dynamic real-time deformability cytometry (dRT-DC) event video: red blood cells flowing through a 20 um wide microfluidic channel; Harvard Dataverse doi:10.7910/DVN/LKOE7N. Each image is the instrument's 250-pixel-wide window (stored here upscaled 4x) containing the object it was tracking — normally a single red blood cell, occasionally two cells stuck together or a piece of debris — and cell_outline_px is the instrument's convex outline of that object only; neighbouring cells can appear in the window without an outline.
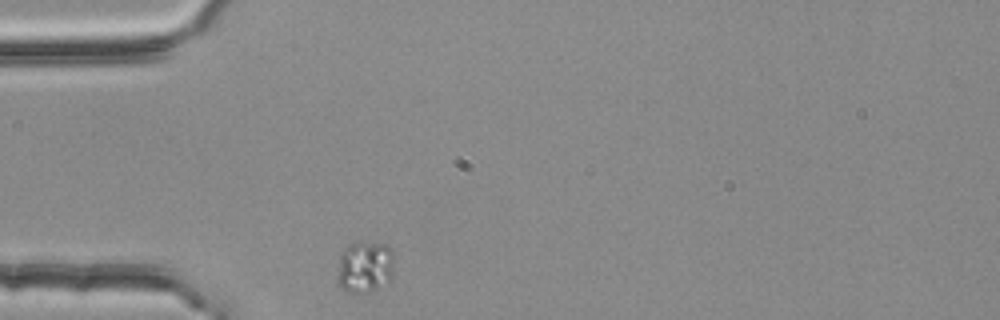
{"species": "common noctule bat (a hibernating species)", "species_latin": "Nyctalus noctula", "temperature_condition": "room temperature", "stored_images_in_passage": 31, "camera_frame_rate_fps": 3000, "um_per_image_px": 0.085, "animal": {"sex": "female", "body_mass_g": 25.1}, "frame": {"image": 1, "passage_image": 1, "time_ms": 0.0, "image_size_px": [1000, 320], "cell_outline_px": [[392, 280], [388, 284], [368, 292], [348, 292], [336, 280], [340, 252], [348, 244], [360, 240], [384, 244], [392, 248]], "centroid_in_image_um": [31.01, 22.65], "position_along_channel_um": 54.0, "area_um2": 17.57}}